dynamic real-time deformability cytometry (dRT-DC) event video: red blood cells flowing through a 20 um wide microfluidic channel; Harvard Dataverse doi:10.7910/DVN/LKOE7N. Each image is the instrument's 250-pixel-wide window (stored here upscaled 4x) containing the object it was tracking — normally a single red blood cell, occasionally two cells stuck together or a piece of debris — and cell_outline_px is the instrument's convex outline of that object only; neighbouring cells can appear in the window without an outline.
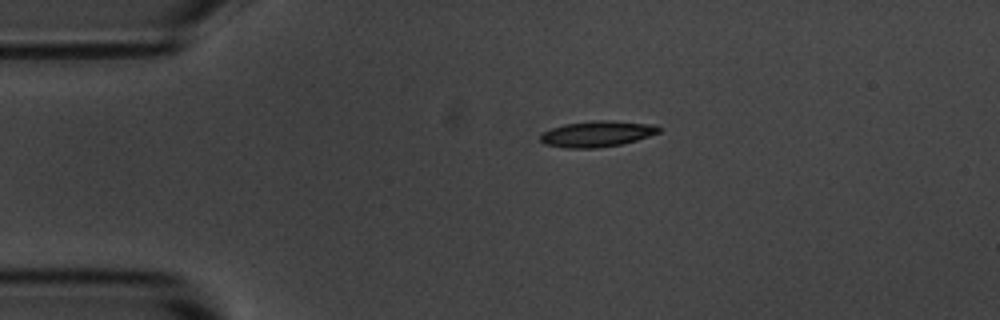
{"species": "common noctule bat (a hibernating species)", "species_latin": "Nyctalus noctula", "temperature_condition": "room temperature", "stored_images_in_passage": 2, "camera_frame_rate_fps": 3000, "um_per_image_px": 0.085, "animal": {"sex": "male", "body_mass_g": 20.1, "forearm_length_mm": 53.5}, "frame": {"image": 1, "passage_image": 1, "time_ms": 0.0, "image_size_px": [1000, 320], "cell_outline_px": [[660, 132], [636, 140], [620, 144], [596, 148], [564, 148], [544, 144], [540, 140], [540, 132], [564, 124], [592, 120], [612, 120], [652, 124], [660, 128]], "centroid_in_image_um": [50.7, 11.37], "position_along_channel_um": 34.3, "area_um2": 17.98}}